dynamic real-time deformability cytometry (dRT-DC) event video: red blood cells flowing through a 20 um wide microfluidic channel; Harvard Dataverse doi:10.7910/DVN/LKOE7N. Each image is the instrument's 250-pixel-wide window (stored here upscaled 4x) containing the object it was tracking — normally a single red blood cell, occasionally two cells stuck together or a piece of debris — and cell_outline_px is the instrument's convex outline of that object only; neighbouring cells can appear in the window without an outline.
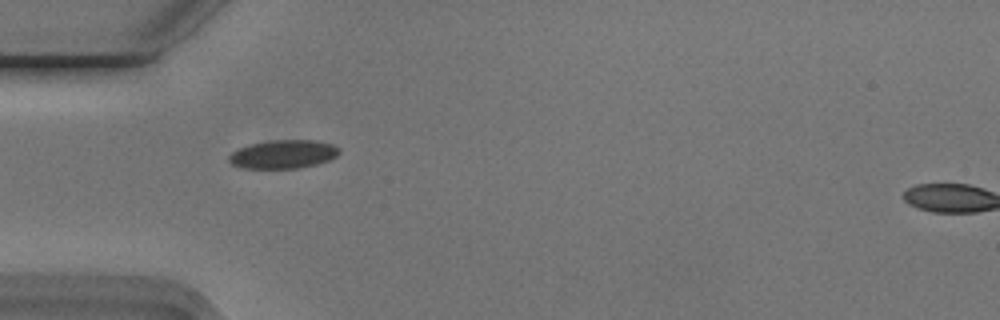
{"species": "Egyptian fruit bat (a non-hibernating species)", "species_latin": "Rousettus aegyptiacus", "temperature_condition": "cold", "stored_images_in_passage": 35, "camera_frame_rate_fps": 3000, "um_per_image_px": 0.085, "animal": {"sex": "male"}, "frame": {"image": 1, "passage_image": 1, "time_ms": 0.0, "image_size_px": [1000, 320], "cell_outline_px": [[340, 152], [336, 156], [328, 160], [316, 164], [296, 168], [244, 168], [232, 164], [228, 160], [228, 156], [232, 152], [240, 148], [252, 144], [272, 140], [316, 140], [332, 144], [340, 148]], "centroid_in_image_um": [24.09, 13.1], "position_along_channel_um": 60.9, "area_um2": 18.15}}
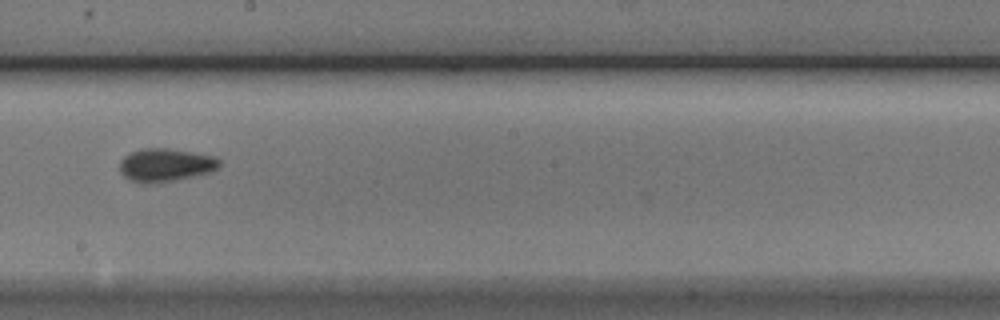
{"frame": {"image": 2, "passage_image": 15, "time_ms": 4.667, "image_size_px": [1000, 320], "cell_outline_px": [[220, 164], [212, 172], [172, 180], [144, 184], [132, 180], [124, 176], [120, 172], [120, 160], [124, 156], [140, 148], [168, 148], [216, 156], [220, 160]], "centroid_in_image_um": [14.06, 14.01], "position_along_channel_um": 234.1, "area_um2": 19.13}}
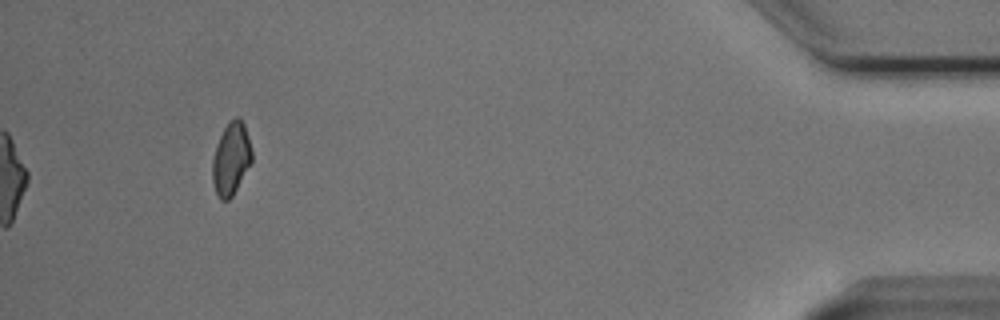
{"frame": {"image": 3, "passage_image": 35, "time_ms": 11.333, "image_size_px": [1000, 320], "cell_outline_px": [[252, 160], [232, 196], [228, 200], [220, 200], [216, 192], [212, 180], [212, 160], [216, 144], [224, 128], [236, 116], [240, 116], [244, 124], [248, 136], [252, 152]], "centroid_in_image_um": [19.63, 13.48], "position_along_channel_um": 415.6, "area_um2": 16.47}, "authors_computed_cell_mechanics": {"area_um2": 18.3804, "velocity_mm_per_s": 3.7589, "shape_relaxation_time_tau1_ms": 3.4147, "shape_relaxation_time_tau2_ms": 3.1678, "deformation_change_tau1": 0.0802, "deformation_change_tau2": 0.0604}}